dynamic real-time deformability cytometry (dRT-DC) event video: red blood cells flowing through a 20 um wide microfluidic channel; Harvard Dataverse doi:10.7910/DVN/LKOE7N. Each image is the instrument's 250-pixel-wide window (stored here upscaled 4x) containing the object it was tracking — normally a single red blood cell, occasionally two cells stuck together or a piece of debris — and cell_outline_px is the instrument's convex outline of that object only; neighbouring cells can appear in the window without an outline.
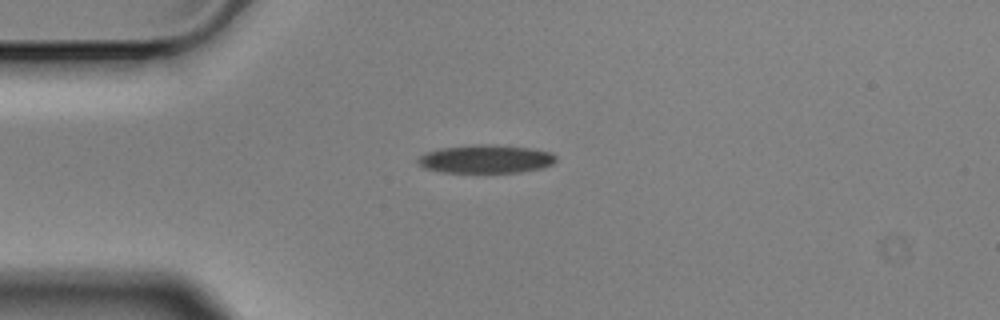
{"species": "Egyptian fruit bat (a non-hibernating species)", "species_latin": "Rousettus aegyptiacus", "temperature_condition": "cold", "stored_images_in_passage": 8, "camera_frame_rate_fps": 3000, "um_per_image_px": 0.085, "animal": {"sex": "male"}, "frame": {"image": 1, "passage_image": 1, "time_ms": 0.0, "image_size_px": [1000, 320], "cell_outline_px": [[556, 160], [552, 164], [544, 168], [520, 172], [444, 172], [424, 168], [416, 164], [416, 160], [420, 156], [428, 152], [444, 148], [528, 148], [552, 152], [556, 156]], "centroid_in_image_um": [41.32, 13.59], "position_along_channel_um": 43.7, "area_um2": 21.27}}
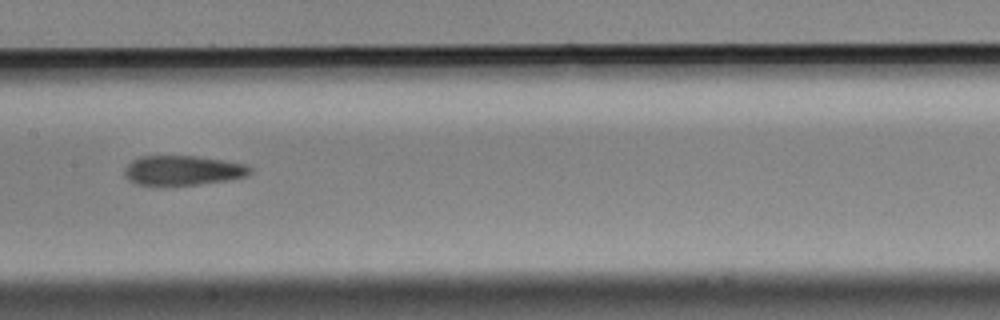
{"frame": {"image": 2, "passage_image": 5, "time_ms": 1.333, "image_size_px": [1000, 320], "cell_outline_px": [[252, 172], [248, 176], [200, 184], [172, 188], [156, 188], [136, 184], [128, 180], [124, 176], [124, 168], [132, 160], [140, 156], [196, 156], [224, 160], [244, 164], [252, 168]], "centroid_in_image_um": [15.46, 14.53], "position_along_channel_um": 191.9, "area_um2": 22.66}}
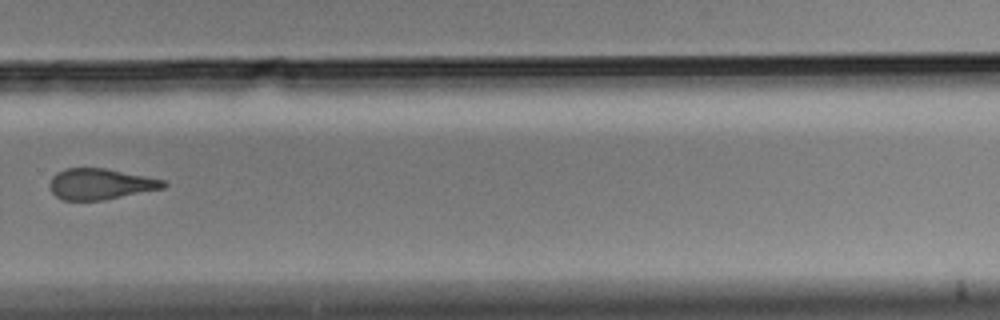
{"frame": {"image": 3, "passage_image": 8, "time_ms": 2.333, "image_size_px": [1000, 320], "cell_outline_px": [[168, 184], [164, 188], [104, 200], [64, 200], [56, 196], [48, 188], [48, 184], [52, 176], [56, 172], [64, 168], [104, 168], [164, 180]], "centroid_in_image_um": [8.49, 15.64], "position_along_channel_um": 321.3, "area_um2": 20.52}}